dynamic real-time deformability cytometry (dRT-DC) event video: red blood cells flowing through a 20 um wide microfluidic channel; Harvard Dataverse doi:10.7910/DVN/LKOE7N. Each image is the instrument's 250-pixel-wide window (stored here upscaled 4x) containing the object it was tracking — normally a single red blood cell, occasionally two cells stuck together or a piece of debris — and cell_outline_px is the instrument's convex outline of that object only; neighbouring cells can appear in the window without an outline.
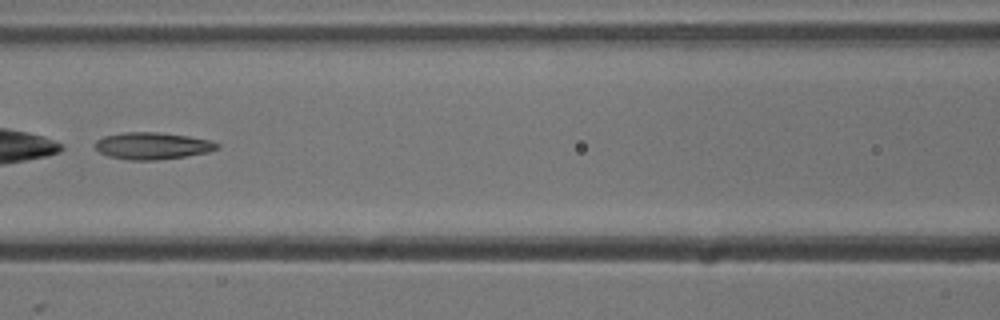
{"species": "common noctule bat (a hibernating species)", "species_latin": "Nyctalus noctula", "temperature_condition": "cold", "stored_images_in_passage": 41, "segment_of_instrument_passage": [2, 2], "camera_frame_rate_fps": 3000, "um_per_image_px": 0.085, "animal": {"sex": "male", "body_mass_g": 13.3}, "frame": {"image": 1, "passage_image": 12, "time_ms": 3.667, "image_size_px": [1000, 320], "cell_outline_px": [[220, 148], [208, 152], [184, 156], [156, 160], [132, 160], [108, 156], [100, 152], [96, 148], [96, 140], [104, 136], [124, 132], [160, 132], [188, 136], [212, 140], [220, 144]], "centroid_in_image_um": [12.99, 12.38], "position_along_channel_um": 153.6, "area_um2": 19.13}}
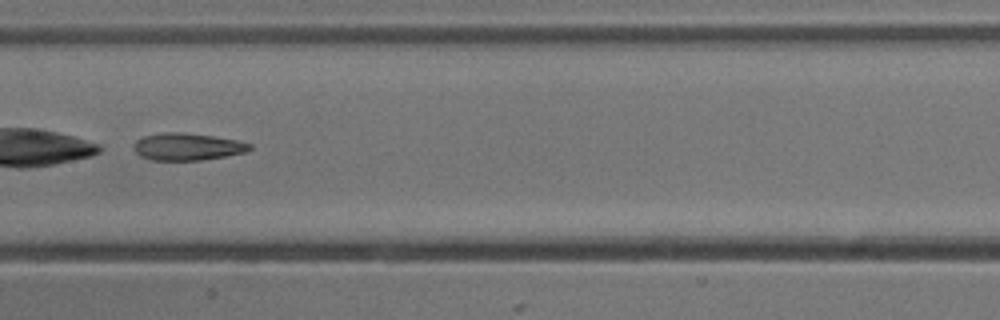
{"frame": {"image": 2, "passage_image": 15, "time_ms": 4.667, "image_size_px": [1000, 320], "cell_outline_px": [[252, 148], [244, 152], [224, 156], [200, 160], [148, 160], [140, 156], [132, 148], [132, 144], [136, 140], [144, 136], [164, 132], [180, 132], [212, 136], [236, 140], [252, 144]], "centroid_in_image_um": [15.86, 12.47], "position_along_channel_um": 191.5, "area_um2": 18.32}}
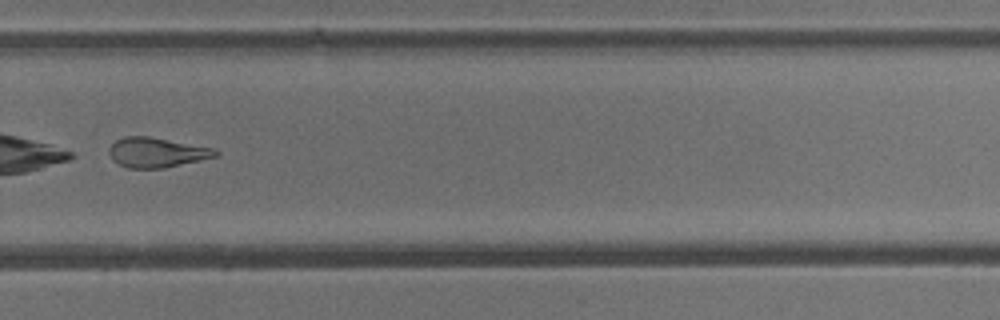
{"frame": {"image": 3, "passage_image": 25, "time_ms": 8.0, "image_size_px": [1000, 320], "cell_outline_px": [[220, 156], [164, 168], [128, 168], [112, 160], [108, 152], [108, 148], [116, 140], [124, 136], [148, 136], [216, 148], [220, 152]], "centroid_in_image_um": [13.35, 12.95], "position_along_channel_um": 316.4, "area_um2": 18.73}}